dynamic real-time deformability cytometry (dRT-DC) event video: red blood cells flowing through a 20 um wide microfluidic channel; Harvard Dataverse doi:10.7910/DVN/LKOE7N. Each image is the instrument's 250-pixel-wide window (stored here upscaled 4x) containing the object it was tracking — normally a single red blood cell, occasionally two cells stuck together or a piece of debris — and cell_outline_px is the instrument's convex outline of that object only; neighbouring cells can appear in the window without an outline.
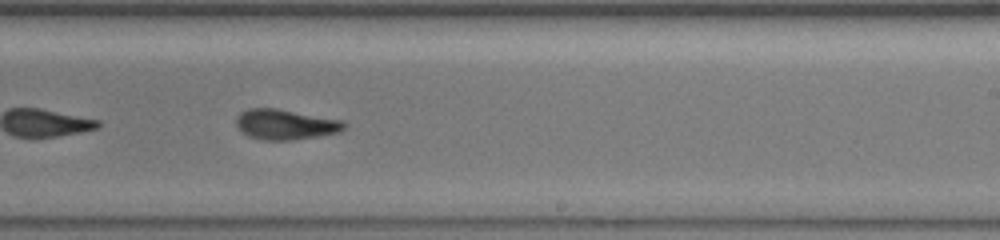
{"species": "common noctule bat (a hibernating species)", "species_latin": "Nyctalus noctula", "temperature_condition": "warm", "stored_images_in_passage": 58, "segment_of_instrument_passage": [2, 2], "camera_frame_rate_fps": 3000, "um_per_image_px": 0.085, "animal": {"sex": "female", "body_mass_g": 19.5, "forearm_length_mm": 54.1}, "frame": {"image": 1, "passage_image": 39, "time_ms": 12.667, "image_size_px": [1000, 240], "cell_outline_px": [[348, 124], [340, 132], [320, 136], [292, 140], [264, 140], [248, 136], [236, 124], [236, 116], [240, 112], [248, 108], [276, 108], [344, 120]], "centroid_in_image_um": [24.3, 10.57], "position_along_channel_um": 264.7, "area_um2": 19.19}}
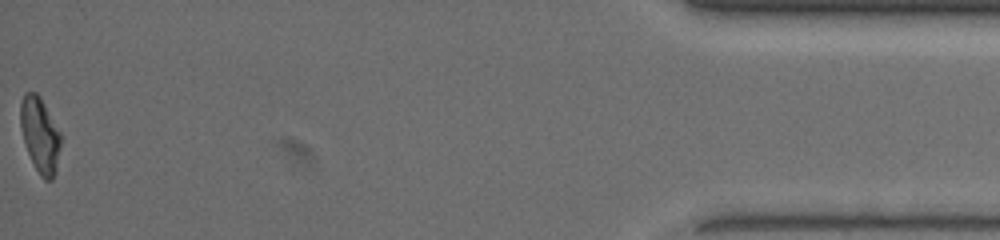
{"frame": {"image": 2, "passage_image": 58, "time_ms": 19.0, "image_size_px": [1000, 240], "cell_outline_px": [[64, 136], [56, 172], [52, 180], [44, 180], [40, 176], [28, 152], [20, 128], [20, 104], [24, 92], [36, 92], [40, 96]], "centroid_in_image_um": [3.45, 11.46], "position_along_channel_um": 431.8, "area_um2": 18.21}}